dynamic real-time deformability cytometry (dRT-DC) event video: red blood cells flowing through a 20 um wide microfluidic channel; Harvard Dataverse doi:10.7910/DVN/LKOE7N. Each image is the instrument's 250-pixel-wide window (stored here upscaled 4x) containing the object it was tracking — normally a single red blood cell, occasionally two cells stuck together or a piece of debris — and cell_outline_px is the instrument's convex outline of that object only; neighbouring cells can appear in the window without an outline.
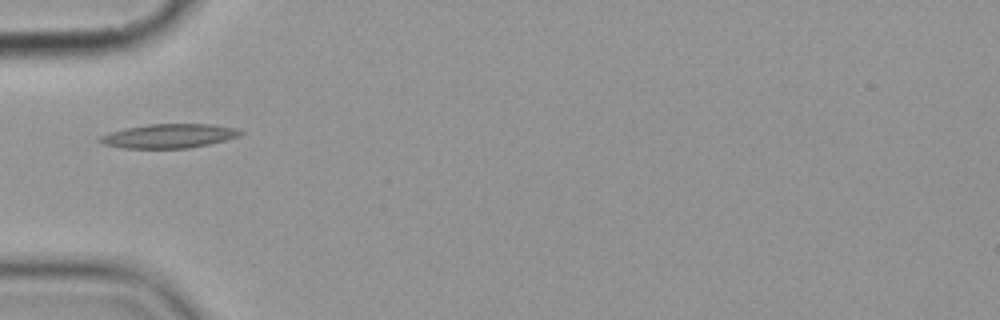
{"species": "common noctule bat (a hibernating species)", "species_latin": "Nyctalus noctula", "temperature_condition": "cold", "stored_images_in_passage": 9, "camera_frame_rate_fps": 3000, "um_per_image_px": 0.085, "animal": {"sex": "female", "body_mass_g": 19.9}, "frame": {"image": 1, "passage_image": 6, "time_ms": 6.0, "image_size_px": [1000, 320], "cell_outline_px": [[244, 132], [240, 136], [208, 144], [188, 148], [120, 148], [100, 144], [96, 140], [100, 136], [108, 132], [124, 128], [148, 124], [212, 124], [236, 128]], "centroid_in_image_um": [14.29, 11.55], "position_along_channel_um": 70.7, "area_um2": 19.94}}
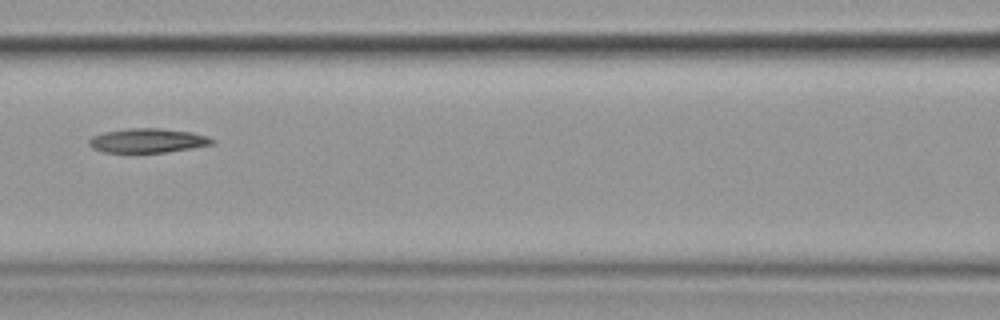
{"frame": {"image": 2, "passage_image": 8, "time_ms": 8.333, "image_size_px": [1000, 320], "cell_outline_px": [[216, 144], [192, 148], [164, 152], [104, 152], [92, 148], [88, 144], [88, 140], [92, 136], [104, 132], [128, 128], [160, 128], [192, 132], [208, 136], [216, 140]], "centroid_in_image_um": [12.58, 11.94], "position_along_channel_um": 154.0, "area_um2": 17.51}}
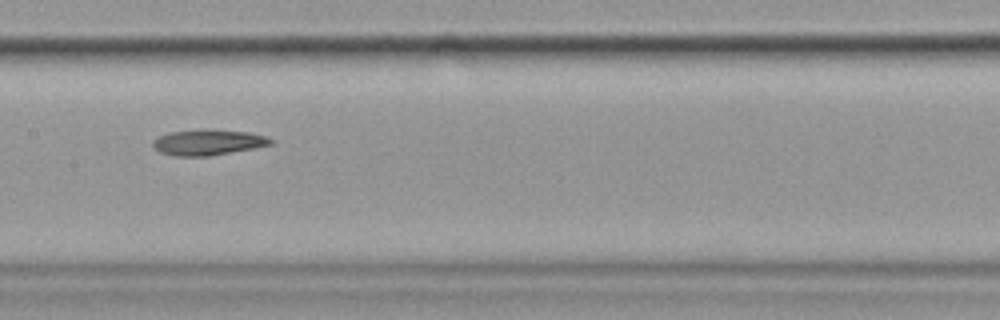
{"frame": {"image": 3, "passage_image": 9, "time_ms": 9.333, "image_size_px": [1000, 320], "cell_outline_px": [[276, 140], [272, 144], [252, 148], [208, 156], [172, 156], [160, 152], [152, 144], [152, 140], [168, 132], [208, 128], [248, 132], [268, 136]], "centroid_in_image_um": [17.7, 12.08], "position_along_channel_um": 189.7, "area_um2": 17.8}}